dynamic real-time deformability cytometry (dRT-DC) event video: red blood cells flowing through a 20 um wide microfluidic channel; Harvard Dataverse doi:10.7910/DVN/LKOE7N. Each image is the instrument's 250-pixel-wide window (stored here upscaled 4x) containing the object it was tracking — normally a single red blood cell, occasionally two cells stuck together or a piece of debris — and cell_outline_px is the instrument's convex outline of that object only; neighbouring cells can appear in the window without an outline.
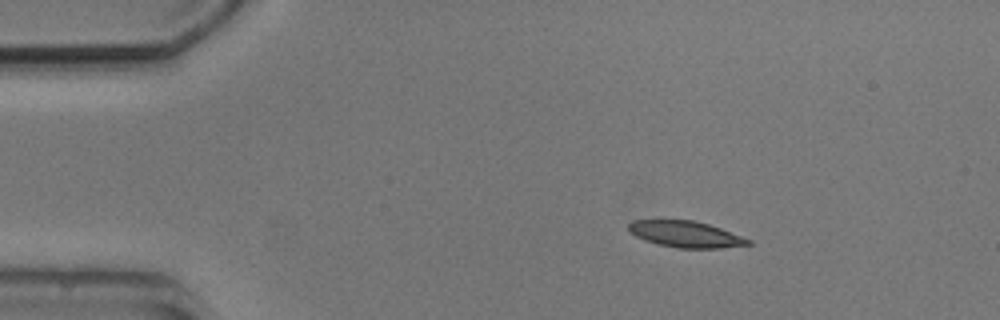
{"species": "common noctule bat (a hibernating species)", "species_latin": "Nyctalus noctula", "temperature_condition": "cold", "stored_images_in_passage": 4, "camera_frame_rate_fps": 3000, "um_per_image_px": 0.085, "animal": {"sex": "male", "body_mass_g": 20.5, "forearm_length_mm": 52.5}, "frame": {"image": 1, "passage_image": 2, "time_ms": 1.333, "image_size_px": [1000, 320], "cell_outline_px": [[752, 244], [720, 248], [676, 248], [656, 244], [644, 240], [636, 236], [628, 228], [628, 224], [632, 220], [692, 220], [708, 224], [720, 228], [752, 240]], "centroid_in_image_um": [58.28, 19.91], "position_along_channel_um": 26.7, "area_um2": 18.26}}
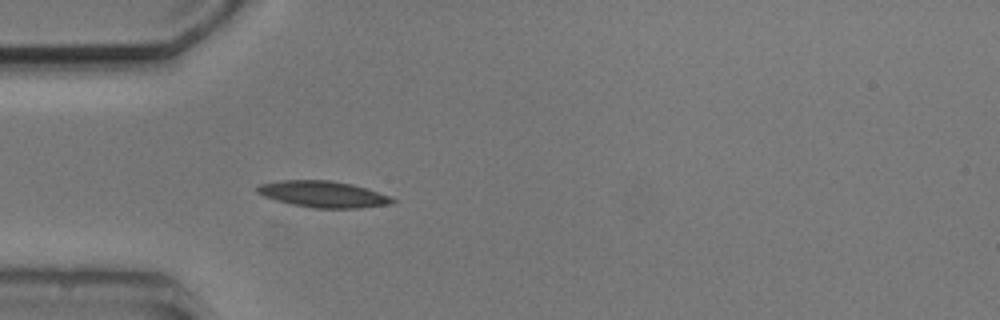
{"frame": {"image": 2, "passage_image": 4, "time_ms": 3.667, "image_size_px": [1000, 320], "cell_outline_px": [[396, 200], [392, 204], [360, 208], [312, 208], [292, 204], [276, 200], [264, 196], [256, 192], [256, 188], [260, 184], [280, 180], [328, 180], [352, 184], [388, 196]], "centroid_in_image_um": [27.43, 16.51], "position_along_channel_um": 57.6, "area_um2": 20.58}}